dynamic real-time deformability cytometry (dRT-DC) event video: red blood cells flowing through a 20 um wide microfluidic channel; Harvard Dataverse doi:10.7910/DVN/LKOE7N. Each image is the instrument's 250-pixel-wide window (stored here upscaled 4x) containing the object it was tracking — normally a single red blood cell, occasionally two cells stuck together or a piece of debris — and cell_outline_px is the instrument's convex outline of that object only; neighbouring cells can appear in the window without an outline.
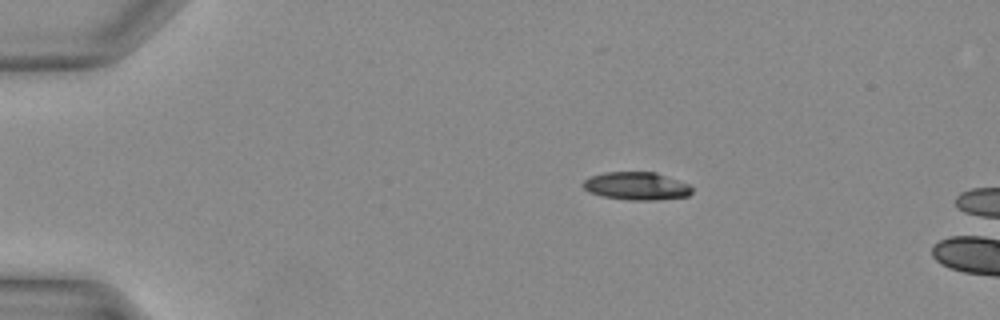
{"species": "Egyptian fruit bat (a non-hibernating species)", "species_latin": "Rousettus aegyptiacus", "temperature_condition": "warm", "stored_images_in_passage": 29, "camera_frame_rate_fps": 3000, "um_per_image_px": 0.085, "animal": {"sex": "female"}, "frame": {"image": 1, "passage_image": 9, "time_ms": 2.667, "image_size_px": [1000, 320], "cell_outline_px": [[692, 192], [688, 196], [656, 200], [628, 200], [604, 196], [588, 192], [580, 184], [584, 180], [592, 176], [604, 172], [656, 172], [688, 184], [692, 188]], "centroid_in_image_um": [54.08, 15.81], "position_along_channel_um": 30.9, "area_um2": 17.69}}
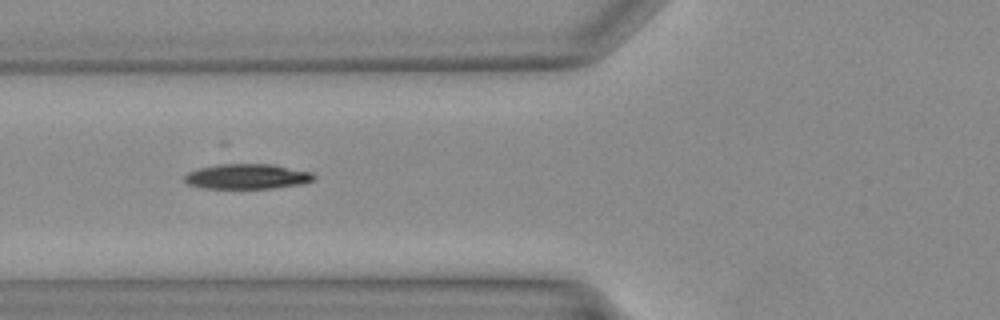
{"frame": {"image": 2, "passage_image": 17, "time_ms": 5.333, "image_size_px": [1000, 320], "cell_outline_px": [[316, 180], [304, 184], [272, 188], [200, 188], [188, 184], [184, 180], [184, 176], [188, 172], [224, 160], [228, 160], [272, 164], [312, 172], [316, 176]], "centroid_in_image_um": [20.99, 14.94], "position_along_channel_um": 104.8, "area_um2": 20.06}}